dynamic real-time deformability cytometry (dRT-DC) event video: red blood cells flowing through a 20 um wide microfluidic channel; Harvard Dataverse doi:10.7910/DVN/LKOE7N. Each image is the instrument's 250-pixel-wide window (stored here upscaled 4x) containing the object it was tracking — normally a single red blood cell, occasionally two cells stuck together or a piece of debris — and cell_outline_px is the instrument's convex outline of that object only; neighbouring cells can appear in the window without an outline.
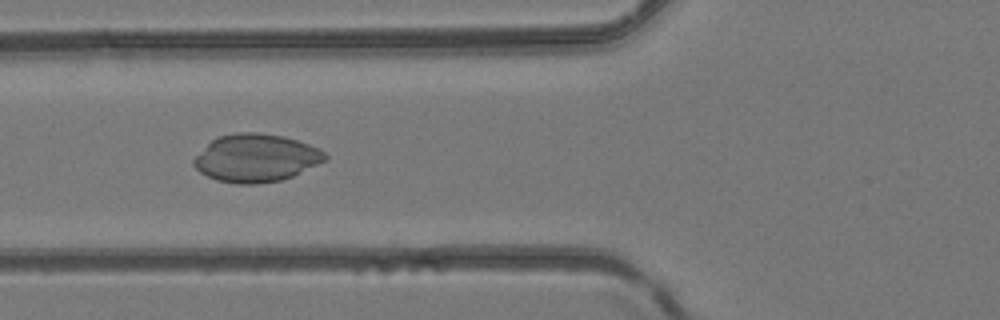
{"species": "common noctule bat (a hibernating species)", "species_latin": "Nyctalus noctula", "temperature_condition": "room temperature", "stored_images_in_passage": 25, "camera_frame_rate_fps": 3000, "um_per_image_px": 0.085, "animal": {"sex": "female", "body_mass_g": 24.6, "forearm_length_mm": 56.2}, "frame": {"image": 1, "passage_image": 17, "time_ms": 5.333, "image_size_px": [1000, 320], "cell_outline_px": [[328, 160], [292, 176], [280, 180], [256, 184], [236, 184], [216, 180], [200, 172], [192, 164], [192, 160], [216, 136], [236, 132], [256, 132], [284, 136], [320, 148], [328, 156]], "centroid_in_image_um": [21.77, 13.43], "position_along_channel_um": 104.0, "area_um2": 36.7}}
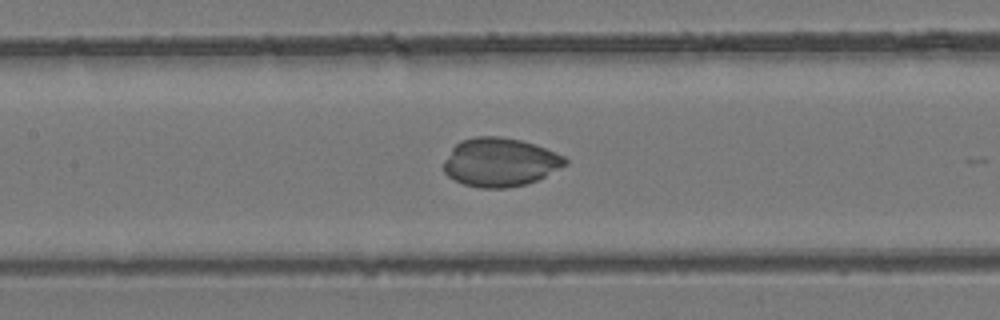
{"frame": {"image": 2, "passage_image": 21, "time_ms": 6.667, "image_size_px": [1000, 320], "cell_outline_px": [[568, 164], [536, 180], [524, 184], [504, 188], [480, 188], [464, 184], [448, 176], [444, 172], [444, 160], [452, 148], [460, 140], [476, 136], [500, 136], [520, 140], [544, 148], [564, 156], [568, 160]], "centroid_in_image_um": [42.48, 13.78], "position_along_channel_um": 164.9, "area_um2": 34.16}}
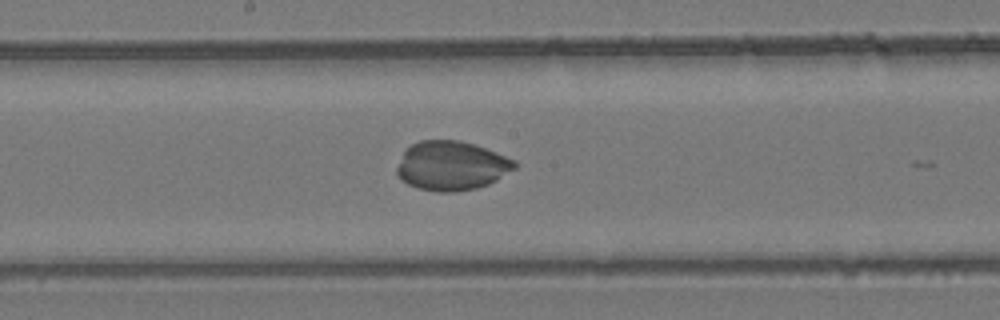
{"frame": {"image": 3, "passage_image": 24, "time_ms": 7.667, "image_size_px": [1000, 320], "cell_outline_px": [[516, 168], [496, 180], [488, 184], [476, 188], [452, 192], [436, 192], [420, 188], [408, 184], [396, 172], [396, 168], [404, 148], [420, 140], [460, 140], [496, 152], [516, 160]], "centroid_in_image_um": [38.36, 14.08], "position_along_channel_um": 209.8, "area_um2": 33.7}}